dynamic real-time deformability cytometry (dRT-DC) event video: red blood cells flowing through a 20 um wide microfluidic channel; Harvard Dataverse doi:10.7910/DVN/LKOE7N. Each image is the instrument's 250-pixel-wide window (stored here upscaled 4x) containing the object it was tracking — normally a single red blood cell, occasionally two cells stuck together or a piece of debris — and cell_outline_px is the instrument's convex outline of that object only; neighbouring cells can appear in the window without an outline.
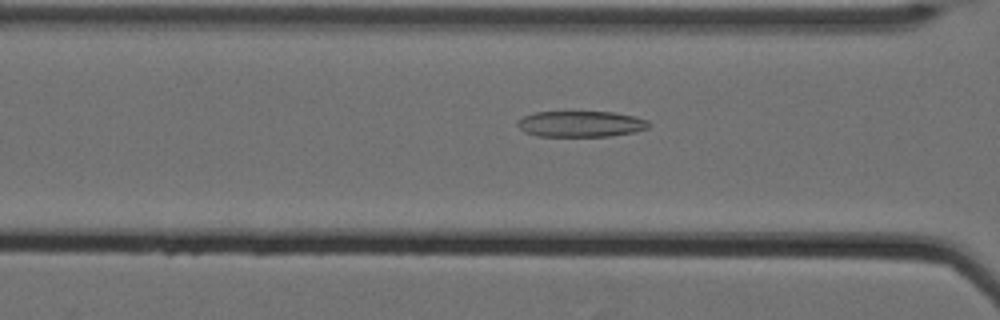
{"species": "Egyptian fruit bat (a non-hibernating species)", "species_latin": "Rousettus aegyptiacus", "temperature_condition": "cold", "stored_images_in_passage": 53, "camera_frame_rate_fps": 3000, "um_per_image_px": 0.085, "animal": {"sex": "female"}, "frame": {"image": 1, "passage_image": 21, "time_ms": 6.667, "image_size_px": [1000, 320], "cell_outline_px": [[652, 124], [648, 128], [636, 132], [612, 136], [536, 136], [524, 132], [516, 124], [516, 120], [524, 116], [536, 112], [612, 112], [636, 116], [648, 120]], "centroid_in_image_um": [49.39, 10.54], "position_along_channel_um": 117.2, "area_um2": 20.11}}
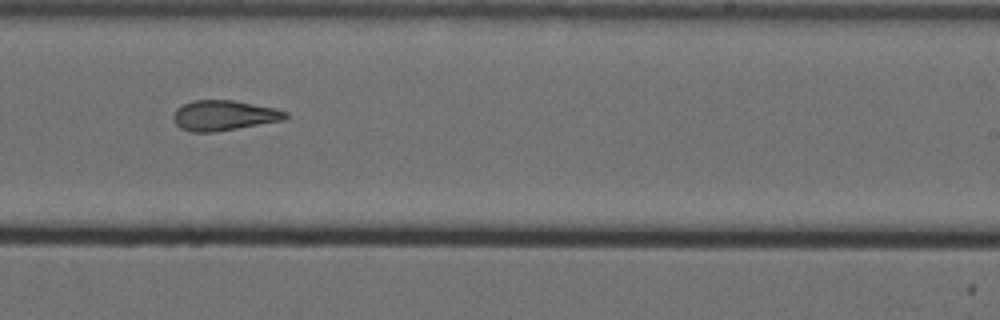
{"frame": {"image": 2, "passage_image": 34, "time_ms": 11.0, "image_size_px": [1000, 320], "cell_outline_px": [[288, 116], [284, 120], [212, 132], [192, 132], [180, 128], [176, 124], [172, 116], [176, 108], [192, 100], [232, 100], [276, 108], [288, 112]], "centroid_in_image_um": [19.02, 9.8], "position_along_channel_um": 270.0, "area_um2": 19.65}}
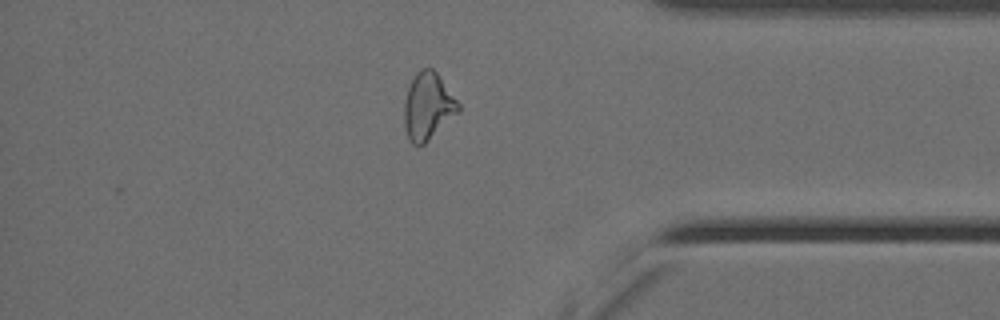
{"frame": {"image": 3, "passage_image": 46, "time_ms": 15.0, "image_size_px": [1000, 320], "cell_outline_px": [[460, 112], [424, 144], [412, 144], [408, 140], [404, 128], [404, 104], [408, 88], [416, 72], [420, 68], [432, 68], [436, 72], [460, 104]], "centroid_in_image_um": [36.37, 9.05], "position_along_channel_um": 398.8, "area_um2": 21.15}, "authors_computed_cell_mechanics": {"area_um2": 20.9814, "velocity_mm_per_s": 3.5084, "shape_relaxation_time_tau1_ms": null, "shape_relaxation_time_tau2_ms": 3.8697, "deformation_change_tau1": null, "deformation_change_tau2": 0.1394}}